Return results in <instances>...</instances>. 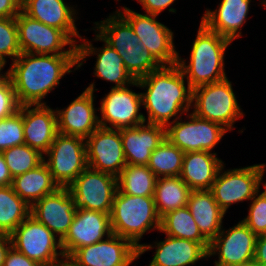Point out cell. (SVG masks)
Listing matches in <instances>:
<instances>
[{
  "mask_svg": "<svg viewBox=\"0 0 266 266\" xmlns=\"http://www.w3.org/2000/svg\"><path fill=\"white\" fill-rule=\"evenodd\" d=\"M77 69V54L21 53L5 72L11 79L16 98L22 105H46L42 101L66 73Z\"/></svg>",
  "mask_w": 266,
  "mask_h": 266,
  "instance_id": "cell-1",
  "label": "cell"
},
{
  "mask_svg": "<svg viewBox=\"0 0 266 266\" xmlns=\"http://www.w3.org/2000/svg\"><path fill=\"white\" fill-rule=\"evenodd\" d=\"M184 79L183 71L176 64L162 66L137 80V87L147 89L146 92H141L142 105L148 114L145 119L147 123L167 127L191 110L192 89L188 84L186 87ZM172 117L173 121L170 122Z\"/></svg>",
  "mask_w": 266,
  "mask_h": 266,
  "instance_id": "cell-2",
  "label": "cell"
},
{
  "mask_svg": "<svg viewBox=\"0 0 266 266\" xmlns=\"http://www.w3.org/2000/svg\"><path fill=\"white\" fill-rule=\"evenodd\" d=\"M193 41L190 61L179 56L177 65L183 71L187 84L196 87L219 82L227 78L224 69V56L231 40L209 30L202 22Z\"/></svg>",
  "mask_w": 266,
  "mask_h": 266,
  "instance_id": "cell-3",
  "label": "cell"
},
{
  "mask_svg": "<svg viewBox=\"0 0 266 266\" xmlns=\"http://www.w3.org/2000/svg\"><path fill=\"white\" fill-rule=\"evenodd\" d=\"M94 24L93 30L117 51L126 71L134 80L162 67L149 50L139 43L132 26L117 10L107 19Z\"/></svg>",
  "mask_w": 266,
  "mask_h": 266,
  "instance_id": "cell-4",
  "label": "cell"
},
{
  "mask_svg": "<svg viewBox=\"0 0 266 266\" xmlns=\"http://www.w3.org/2000/svg\"><path fill=\"white\" fill-rule=\"evenodd\" d=\"M110 221L112 233L130 240L137 248L145 233L151 229L160 231L161 225V217L153 197L130 196L118 189L114 196Z\"/></svg>",
  "mask_w": 266,
  "mask_h": 266,
  "instance_id": "cell-5",
  "label": "cell"
},
{
  "mask_svg": "<svg viewBox=\"0 0 266 266\" xmlns=\"http://www.w3.org/2000/svg\"><path fill=\"white\" fill-rule=\"evenodd\" d=\"M226 79L192 90V107L197 117L221 124L231 131L234 123L244 116L234 94L231 81Z\"/></svg>",
  "mask_w": 266,
  "mask_h": 266,
  "instance_id": "cell-6",
  "label": "cell"
},
{
  "mask_svg": "<svg viewBox=\"0 0 266 266\" xmlns=\"http://www.w3.org/2000/svg\"><path fill=\"white\" fill-rule=\"evenodd\" d=\"M265 168L264 163L227 171H224V164L220 167L210 191L225 214L233 203H242L254 197L264 183Z\"/></svg>",
  "mask_w": 266,
  "mask_h": 266,
  "instance_id": "cell-7",
  "label": "cell"
},
{
  "mask_svg": "<svg viewBox=\"0 0 266 266\" xmlns=\"http://www.w3.org/2000/svg\"><path fill=\"white\" fill-rule=\"evenodd\" d=\"M10 237L12 246L17 251L41 266H53L61 259L59 256H64L61 240L31 215L10 234Z\"/></svg>",
  "mask_w": 266,
  "mask_h": 266,
  "instance_id": "cell-8",
  "label": "cell"
},
{
  "mask_svg": "<svg viewBox=\"0 0 266 266\" xmlns=\"http://www.w3.org/2000/svg\"><path fill=\"white\" fill-rule=\"evenodd\" d=\"M44 162L59 187L70 185L87 167L85 139L57 133Z\"/></svg>",
  "mask_w": 266,
  "mask_h": 266,
  "instance_id": "cell-9",
  "label": "cell"
},
{
  "mask_svg": "<svg viewBox=\"0 0 266 266\" xmlns=\"http://www.w3.org/2000/svg\"><path fill=\"white\" fill-rule=\"evenodd\" d=\"M132 26L136 36L162 66L176 65L179 53L174 46V33L158 22L156 15L140 14L128 7L117 10Z\"/></svg>",
  "mask_w": 266,
  "mask_h": 266,
  "instance_id": "cell-10",
  "label": "cell"
},
{
  "mask_svg": "<svg viewBox=\"0 0 266 266\" xmlns=\"http://www.w3.org/2000/svg\"><path fill=\"white\" fill-rule=\"evenodd\" d=\"M16 24L21 53L77 54V45L62 30L41 23L22 10L16 16ZM67 45L70 49L65 48Z\"/></svg>",
  "mask_w": 266,
  "mask_h": 266,
  "instance_id": "cell-11",
  "label": "cell"
},
{
  "mask_svg": "<svg viewBox=\"0 0 266 266\" xmlns=\"http://www.w3.org/2000/svg\"><path fill=\"white\" fill-rule=\"evenodd\" d=\"M76 209L100 211L110 214L117 192V177L87 167L66 187Z\"/></svg>",
  "mask_w": 266,
  "mask_h": 266,
  "instance_id": "cell-12",
  "label": "cell"
},
{
  "mask_svg": "<svg viewBox=\"0 0 266 266\" xmlns=\"http://www.w3.org/2000/svg\"><path fill=\"white\" fill-rule=\"evenodd\" d=\"M189 121L178 118L166 127V139L184 153L196 151L212 152L222 137L229 131L219 123L187 114Z\"/></svg>",
  "mask_w": 266,
  "mask_h": 266,
  "instance_id": "cell-13",
  "label": "cell"
},
{
  "mask_svg": "<svg viewBox=\"0 0 266 266\" xmlns=\"http://www.w3.org/2000/svg\"><path fill=\"white\" fill-rule=\"evenodd\" d=\"M257 235L241 220L223 229L210 242L208 257L218 255L215 266H238L254 261ZM217 253V254H216Z\"/></svg>",
  "mask_w": 266,
  "mask_h": 266,
  "instance_id": "cell-14",
  "label": "cell"
},
{
  "mask_svg": "<svg viewBox=\"0 0 266 266\" xmlns=\"http://www.w3.org/2000/svg\"><path fill=\"white\" fill-rule=\"evenodd\" d=\"M101 101L98 110L101 113L99 125L104 128L123 129L136 127L145 121L146 117L140 111L142 105L141 93L133 92L129 86L112 88Z\"/></svg>",
  "mask_w": 266,
  "mask_h": 266,
  "instance_id": "cell-15",
  "label": "cell"
},
{
  "mask_svg": "<svg viewBox=\"0 0 266 266\" xmlns=\"http://www.w3.org/2000/svg\"><path fill=\"white\" fill-rule=\"evenodd\" d=\"M85 142L89 168L117 177L126 167L119 129L99 126Z\"/></svg>",
  "mask_w": 266,
  "mask_h": 266,
  "instance_id": "cell-16",
  "label": "cell"
},
{
  "mask_svg": "<svg viewBox=\"0 0 266 266\" xmlns=\"http://www.w3.org/2000/svg\"><path fill=\"white\" fill-rule=\"evenodd\" d=\"M70 258L79 266H129L139 257L138 248L130 240L112 233L77 249Z\"/></svg>",
  "mask_w": 266,
  "mask_h": 266,
  "instance_id": "cell-17",
  "label": "cell"
},
{
  "mask_svg": "<svg viewBox=\"0 0 266 266\" xmlns=\"http://www.w3.org/2000/svg\"><path fill=\"white\" fill-rule=\"evenodd\" d=\"M111 234L110 214L76 209L69 231L61 240L63 254L70 257L77 249L95 244Z\"/></svg>",
  "mask_w": 266,
  "mask_h": 266,
  "instance_id": "cell-18",
  "label": "cell"
},
{
  "mask_svg": "<svg viewBox=\"0 0 266 266\" xmlns=\"http://www.w3.org/2000/svg\"><path fill=\"white\" fill-rule=\"evenodd\" d=\"M95 41L104 42L103 47L95 48L91 41L81 38L82 43L77 45V69L81 68L86 57L97 55L94 68V75L104 81L114 82L112 88L125 86H138V81L126 71L121 56L98 34H95Z\"/></svg>",
  "mask_w": 266,
  "mask_h": 266,
  "instance_id": "cell-19",
  "label": "cell"
},
{
  "mask_svg": "<svg viewBox=\"0 0 266 266\" xmlns=\"http://www.w3.org/2000/svg\"><path fill=\"white\" fill-rule=\"evenodd\" d=\"M95 82L73 100L67 108H56L57 130L61 134L88 138L100 125L94 107Z\"/></svg>",
  "mask_w": 266,
  "mask_h": 266,
  "instance_id": "cell-20",
  "label": "cell"
},
{
  "mask_svg": "<svg viewBox=\"0 0 266 266\" xmlns=\"http://www.w3.org/2000/svg\"><path fill=\"white\" fill-rule=\"evenodd\" d=\"M75 214L74 200L66 187H59L30 206V215L60 240L68 233Z\"/></svg>",
  "mask_w": 266,
  "mask_h": 266,
  "instance_id": "cell-21",
  "label": "cell"
},
{
  "mask_svg": "<svg viewBox=\"0 0 266 266\" xmlns=\"http://www.w3.org/2000/svg\"><path fill=\"white\" fill-rule=\"evenodd\" d=\"M165 237L163 241L155 242V246L140 244L138 257L156 247L148 266H189L208 258V250L201 243L168 235Z\"/></svg>",
  "mask_w": 266,
  "mask_h": 266,
  "instance_id": "cell-22",
  "label": "cell"
},
{
  "mask_svg": "<svg viewBox=\"0 0 266 266\" xmlns=\"http://www.w3.org/2000/svg\"><path fill=\"white\" fill-rule=\"evenodd\" d=\"M24 141L29 147L45 154L57 130V114L48 105H22Z\"/></svg>",
  "mask_w": 266,
  "mask_h": 266,
  "instance_id": "cell-23",
  "label": "cell"
},
{
  "mask_svg": "<svg viewBox=\"0 0 266 266\" xmlns=\"http://www.w3.org/2000/svg\"><path fill=\"white\" fill-rule=\"evenodd\" d=\"M119 130L127 165H147L152 152L166 138V127L152 123Z\"/></svg>",
  "mask_w": 266,
  "mask_h": 266,
  "instance_id": "cell-24",
  "label": "cell"
},
{
  "mask_svg": "<svg viewBox=\"0 0 266 266\" xmlns=\"http://www.w3.org/2000/svg\"><path fill=\"white\" fill-rule=\"evenodd\" d=\"M21 10L29 17L62 30L76 45L82 38L75 25L76 11L64 0H22Z\"/></svg>",
  "mask_w": 266,
  "mask_h": 266,
  "instance_id": "cell-25",
  "label": "cell"
},
{
  "mask_svg": "<svg viewBox=\"0 0 266 266\" xmlns=\"http://www.w3.org/2000/svg\"><path fill=\"white\" fill-rule=\"evenodd\" d=\"M251 0H222L218 9H206L201 22L211 31L233 42L241 37ZM240 29V30H239Z\"/></svg>",
  "mask_w": 266,
  "mask_h": 266,
  "instance_id": "cell-26",
  "label": "cell"
},
{
  "mask_svg": "<svg viewBox=\"0 0 266 266\" xmlns=\"http://www.w3.org/2000/svg\"><path fill=\"white\" fill-rule=\"evenodd\" d=\"M217 153L209 151L186 152L179 177L194 190H210L224 162Z\"/></svg>",
  "mask_w": 266,
  "mask_h": 266,
  "instance_id": "cell-27",
  "label": "cell"
},
{
  "mask_svg": "<svg viewBox=\"0 0 266 266\" xmlns=\"http://www.w3.org/2000/svg\"><path fill=\"white\" fill-rule=\"evenodd\" d=\"M187 207L202 235L211 242L222 230L225 213L215 201L210 190L190 192Z\"/></svg>",
  "mask_w": 266,
  "mask_h": 266,
  "instance_id": "cell-28",
  "label": "cell"
},
{
  "mask_svg": "<svg viewBox=\"0 0 266 266\" xmlns=\"http://www.w3.org/2000/svg\"><path fill=\"white\" fill-rule=\"evenodd\" d=\"M11 186L29 206L59 188L44 161L36 168L14 177Z\"/></svg>",
  "mask_w": 266,
  "mask_h": 266,
  "instance_id": "cell-29",
  "label": "cell"
},
{
  "mask_svg": "<svg viewBox=\"0 0 266 266\" xmlns=\"http://www.w3.org/2000/svg\"><path fill=\"white\" fill-rule=\"evenodd\" d=\"M191 191L179 176L157 178L153 198L159 216L187 206Z\"/></svg>",
  "mask_w": 266,
  "mask_h": 266,
  "instance_id": "cell-30",
  "label": "cell"
},
{
  "mask_svg": "<svg viewBox=\"0 0 266 266\" xmlns=\"http://www.w3.org/2000/svg\"><path fill=\"white\" fill-rule=\"evenodd\" d=\"M170 237L201 243L209 250L210 242L202 235L187 206L172 210L161 217L160 231Z\"/></svg>",
  "mask_w": 266,
  "mask_h": 266,
  "instance_id": "cell-31",
  "label": "cell"
},
{
  "mask_svg": "<svg viewBox=\"0 0 266 266\" xmlns=\"http://www.w3.org/2000/svg\"><path fill=\"white\" fill-rule=\"evenodd\" d=\"M156 180L147 165H126L117 176V188L130 196L153 197Z\"/></svg>",
  "mask_w": 266,
  "mask_h": 266,
  "instance_id": "cell-32",
  "label": "cell"
},
{
  "mask_svg": "<svg viewBox=\"0 0 266 266\" xmlns=\"http://www.w3.org/2000/svg\"><path fill=\"white\" fill-rule=\"evenodd\" d=\"M29 215L30 206L14 192L12 186H1L0 233L10 235Z\"/></svg>",
  "mask_w": 266,
  "mask_h": 266,
  "instance_id": "cell-33",
  "label": "cell"
},
{
  "mask_svg": "<svg viewBox=\"0 0 266 266\" xmlns=\"http://www.w3.org/2000/svg\"><path fill=\"white\" fill-rule=\"evenodd\" d=\"M184 154L182 150L165 138L152 152L147 166L157 178L179 176Z\"/></svg>",
  "mask_w": 266,
  "mask_h": 266,
  "instance_id": "cell-34",
  "label": "cell"
},
{
  "mask_svg": "<svg viewBox=\"0 0 266 266\" xmlns=\"http://www.w3.org/2000/svg\"><path fill=\"white\" fill-rule=\"evenodd\" d=\"M2 155L12 178L36 168L44 161V155L26 144L3 150Z\"/></svg>",
  "mask_w": 266,
  "mask_h": 266,
  "instance_id": "cell-35",
  "label": "cell"
},
{
  "mask_svg": "<svg viewBox=\"0 0 266 266\" xmlns=\"http://www.w3.org/2000/svg\"><path fill=\"white\" fill-rule=\"evenodd\" d=\"M20 54L16 17L0 18V63L5 67L7 57L13 62Z\"/></svg>",
  "mask_w": 266,
  "mask_h": 266,
  "instance_id": "cell-36",
  "label": "cell"
},
{
  "mask_svg": "<svg viewBox=\"0 0 266 266\" xmlns=\"http://www.w3.org/2000/svg\"><path fill=\"white\" fill-rule=\"evenodd\" d=\"M25 144L22 120V106L9 117L0 120V152Z\"/></svg>",
  "mask_w": 266,
  "mask_h": 266,
  "instance_id": "cell-37",
  "label": "cell"
},
{
  "mask_svg": "<svg viewBox=\"0 0 266 266\" xmlns=\"http://www.w3.org/2000/svg\"><path fill=\"white\" fill-rule=\"evenodd\" d=\"M260 192L251 199L249 213L242 220L257 236L266 234V194Z\"/></svg>",
  "mask_w": 266,
  "mask_h": 266,
  "instance_id": "cell-38",
  "label": "cell"
},
{
  "mask_svg": "<svg viewBox=\"0 0 266 266\" xmlns=\"http://www.w3.org/2000/svg\"><path fill=\"white\" fill-rule=\"evenodd\" d=\"M19 107L13 83L10 77L4 73L0 77V120L14 114Z\"/></svg>",
  "mask_w": 266,
  "mask_h": 266,
  "instance_id": "cell-39",
  "label": "cell"
},
{
  "mask_svg": "<svg viewBox=\"0 0 266 266\" xmlns=\"http://www.w3.org/2000/svg\"><path fill=\"white\" fill-rule=\"evenodd\" d=\"M3 266H41L34 260H31L13 246L8 250Z\"/></svg>",
  "mask_w": 266,
  "mask_h": 266,
  "instance_id": "cell-40",
  "label": "cell"
},
{
  "mask_svg": "<svg viewBox=\"0 0 266 266\" xmlns=\"http://www.w3.org/2000/svg\"><path fill=\"white\" fill-rule=\"evenodd\" d=\"M146 14L158 16L167 7L172 5L175 0H137Z\"/></svg>",
  "mask_w": 266,
  "mask_h": 266,
  "instance_id": "cell-41",
  "label": "cell"
},
{
  "mask_svg": "<svg viewBox=\"0 0 266 266\" xmlns=\"http://www.w3.org/2000/svg\"><path fill=\"white\" fill-rule=\"evenodd\" d=\"M22 0H0V18H14L21 11Z\"/></svg>",
  "mask_w": 266,
  "mask_h": 266,
  "instance_id": "cell-42",
  "label": "cell"
},
{
  "mask_svg": "<svg viewBox=\"0 0 266 266\" xmlns=\"http://www.w3.org/2000/svg\"><path fill=\"white\" fill-rule=\"evenodd\" d=\"M254 262L258 266H266V234L257 236Z\"/></svg>",
  "mask_w": 266,
  "mask_h": 266,
  "instance_id": "cell-43",
  "label": "cell"
},
{
  "mask_svg": "<svg viewBox=\"0 0 266 266\" xmlns=\"http://www.w3.org/2000/svg\"><path fill=\"white\" fill-rule=\"evenodd\" d=\"M13 178L9 172L5 158L0 152V187L12 185Z\"/></svg>",
  "mask_w": 266,
  "mask_h": 266,
  "instance_id": "cell-44",
  "label": "cell"
},
{
  "mask_svg": "<svg viewBox=\"0 0 266 266\" xmlns=\"http://www.w3.org/2000/svg\"><path fill=\"white\" fill-rule=\"evenodd\" d=\"M11 246L12 242L10 235L0 233V266H3L6 254Z\"/></svg>",
  "mask_w": 266,
  "mask_h": 266,
  "instance_id": "cell-45",
  "label": "cell"
},
{
  "mask_svg": "<svg viewBox=\"0 0 266 266\" xmlns=\"http://www.w3.org/2000/svg\"><path fill=\"white\" fill-rule=\"evenodd\" d=\"M53 266H79V265L74 260H72L69 256H63Z\"/></svg>",
  "mask_w": 266,
  "mask_h": 266,
  "instance_id": "cell-46",
  "label": "cell"
},
{
  "mask_svg": "<svg viewBox=\"0 0 266 266\" xmlns=\"http://www.w3.org/2000/svg\"><path fill=\"white\" fill-rule=\"evenodd\" d=\"M238 266H258V265L254 261H251L249 263L241 264V265H238Z\"/></svg>",
  "mask_w": 266,
  "mask_h": 266,
  "instance_id": "cell-47",
  "label": "cell"
},
{
  "mask_svg": "<svg viewBox=\"0 0 266 266\" xmlns=\"http://www.w3.org/2000/svg\"><path fill=\"white\" fill-rule=\"evenodd\" d=\"M3 68H4V66L0 63V77H2L3 76V72H1L2 70H3Z\"/></svg>",
  "mask_w": 266,
  "mask_h": 266,
  "instance_id": "cell-48",
  "label": "cell"
},
{
  "mask_svg": "<svg viewBox=\"0 0 266 266\" xmlns=\"http://www.w3.org/2000/svg\"><path fill=\"white\" fill-rule=\"evenodd\" d=\"M261 4L263 5L264 8H266V0H261Z\"/></svg>",
  "mask_w": 266,
  "mask_h": 266,
  "instance_id": "cell-49",
  "label": "cell"
},
{
  "mask_svg": "<svg viewBox=\"0 0 266 266\" xmlns=\"http://www.w3.org/2000/svg\"><path fill=\"white\" fill-rule=\"evenodd\" d=\"M263 187H264V191L263 192L266 194V182H264Z\"/></svg>",
  "mask_w": 266,
  "mask_h": 266,
  "instance_id": "cell-50",
  "label": "cell"
}]
</instances>
